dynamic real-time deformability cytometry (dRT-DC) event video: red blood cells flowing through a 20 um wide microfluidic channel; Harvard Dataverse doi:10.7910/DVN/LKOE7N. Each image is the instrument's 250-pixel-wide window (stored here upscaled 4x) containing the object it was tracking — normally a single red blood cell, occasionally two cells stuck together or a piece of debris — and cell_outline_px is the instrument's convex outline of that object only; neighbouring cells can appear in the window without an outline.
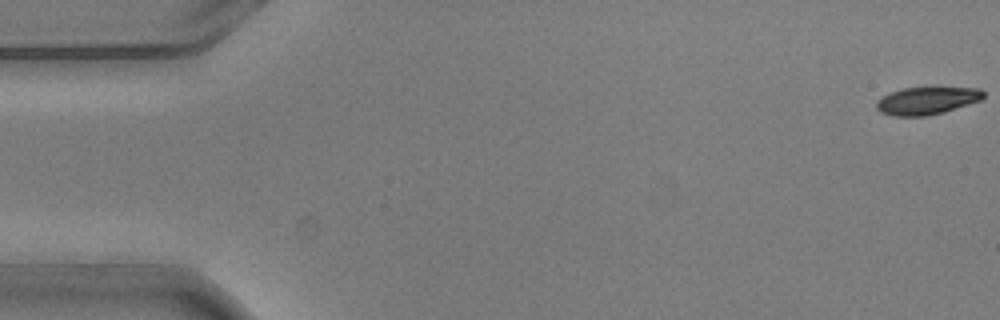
{"species": "common noctule bat (a hibernating species)", "species_latin": "Nyctalus noctula", "temperature_condition": "warm", "stored_images_in_passage": 4, "camera_frame_rate_fps": 3000, "um_per_image_px": 0.085, "animal": {"sex": "male", "body_mass_g": 20.5, "forearm_length_mm": 52.5}, "frame": {"image": 1, "passage_image": 1, "time_ms": 0.0, "image_size_px": [1000, 320], "cell_outline_px": [[984, 96], [980, 100], [944, 112], [928, 116], [892, 116], [880, 112], [876, 108], [876, 100], [892, 92], [904, 88], [980, 88], [984, 92]], "centroid_in_image_um": [78.76, 8.57], "position_along_channel_um": 6.2, "area_um2": 16.99}}
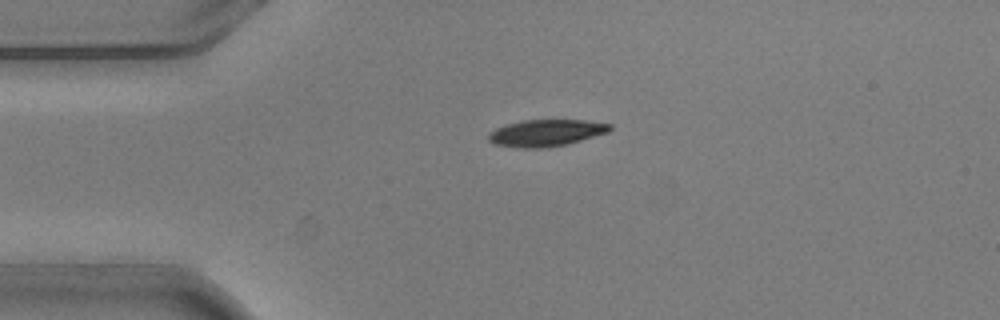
{"frame": {"image": 2, "passage_image": 4, "time_ms": 1.0, "image_size_px": [1000, 320], "cell_outline_px": [[612, 128], [608, 132], [568, 144], [548, 148], [516, 148], [492, 144], [488, 140], [488, 132], [496, 128], [508, 124], [524, 120], [584, 120], [612, 124]], "centroid_in_image_um": [46.39, 11.31], "position_along_channel_um": 38.6, "area_um2": 19.13}}